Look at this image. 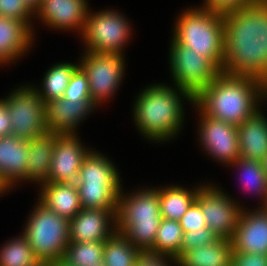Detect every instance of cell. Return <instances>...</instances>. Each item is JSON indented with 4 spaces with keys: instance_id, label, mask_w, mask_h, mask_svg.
Listing matches in <instances>:
<instances>
[{
    "instance_id": "obj_1",
    "label": "cell",
    "mask_w": 267,
    "mask_h": 266,
    "mask_svg": "<svg viewBox=\"0 0 267 266\" xmlns=\"http://www.w3.org/2000/svg\"><path fill=\"white\" fill-rule=\"evenodd\" d=\"M222 73L267 85V2L256 1L223 14Z\"/></svg>"
},
{
    "instance_id": "obj_2",
    "label": "cell",
    "mask_w": 267,
    "mask_h": 266,
    "mask_svg": "<svg viewBox=\"0 0 267 266\" xmlns=\"http://www.w3.org/2000/svg\"><path fill=\"white\" fill-rule=\"evenodd\" d=\"M265 99L267 85L262 81L221 73L194 97L192 105L205 115L239 126L260 109L258 105Z\"/></svg>"
},
{
    "instance_id": "obj_3",
    "label": "cell",
    "mask_w": 267,
    "mask_h": 266,
    "mask_svg": "<svg viewBox=\"0 0 267 266\" xmlns=\"http://www.w3.org/2000/svg\"><path fill=\"white\" fill-rule=\"evenodd\" d=\"M166 85L147 86L139 93L133 107L137 129L142 136L155 143L178 136L184 122L182 99L194 103V97L188 91Z\"/></svg>"
},
{
    "instance_id": "obj_4",
    "label": "cell",
    "mask_w": 267,
    "mask_h": 266,
    "mask_svg": "<svg viewBox=\"0 0 267 266\" xmlns=\"http://www.w3.org/2000/svg\"><path fill=\"white\" fill-rule=\"evenodd\" d=\"M122 191L118 197L116 231L141 251L150 250L162 219L159 188H143L127 195Z\"/></svg>"
},
{
    "instance_id": "obj_5",
    "label": "cell",
    "mask_w": 267,
    "mask_h": 266,
    "mask_svg": "<svg viewBox=\"0 0 267 266\" xmlns=\"http://www.w3.org/2000/svg\"><path fill=\"white\" fill-rule=\"evenodd\" d=\"M176 42L211 60L220 70L224 61V18L201 7L188 8L178 16Z\"/></svg>"
},
{
    "instance_id": "obj_6",
    "label": "cell",
    "mask_w": 267,
    "mask_h": 266,
    "mask_svg": "<svg viewBox=\"0 0 267 266\" xmlns=\"http://www.w3.org/2000/svg\"><path fill=\"white\" fill-rule=\"evenodd\" d=\"M118 169L103 154L90 150L76 182L82 208L115 210L122 189Z\"/></svg>"
},
{
    "instance_id": "obj_7",
    "label": "cell",
    "mask_w": 267,
    "mask_h": 266,
    "mask_svg": "<svg viewBox=\"0 0 267 266\" xmlns=\"http://www.w3.org/2000/svg\"><path fill=\"white\" fill-rule=\"evenodd\" d=\"M23 234L35 257L43 263L61 261L69 241V220L37 201Z\"/></svg>"
},
{
    "instance_id": "obj_8",
    "label": "cell",
    "mask_w": 267,
    "mask_h": 266,
    "mask_svg": "<svg viewBox=\"0 0 267 266\" xmlns=\"http://www.w3.org/2000/svg\"><path fill=\"white\" fill-rule=\"evenodd\" d=\"M169 50L173 86L188 91L193 97L222 73L211 60L179 44L173 38Z\"/></svg>"
},
{
    "instance_id": "obj_9",
    "label": "cell",
    "mask_w": 267,
    "mask_h": 266,
    "mask_svg": "<svg viewBox=\"0 0 267 266\" xmlns=\"http://www.w3.org/2000/svg\"><path fill=\"white\" fill-rule=\"evenodd\" d=\"M128 19L118 11L103 10L91 13L89 10L81 38L86 51L119 53L131 37Z\"/></svg>"
},
{
    "instance_id": "obj_10",
    "label": "cell",
    "mask_w": 267,
    "mask_h": 266,
    "mask_svg": "<svg viewBox=\"0 0 267 266\" xmlns=\"http://www.w3.org/2000/svg\"><path fill=\"white\" fill-rule=\"evenodd\" d=\"M11 118L12 135L30 140L47 133L45 102L35 86H22L2 99Z\"/></svg>"
},
{
    "instance_id": "obj_11",
    "label": "cell",
    "mask_w": 267,
    "mask_h": 266,
    "mask_svg": "<svg viewBox=\"0 0 267 266\" xmlns=\"http://www.w3.org/2000/svg\"><path fill=\"white\" fill-rule=\"evenodd\" d=\"M83 54L79 67L87 75L91 102L97 108L118 89L125 71L124 55L93 51Z\"/></svg>"
},
{
    "instance_id": "obj_12",
    "label": "cell",
    "mask_w": 267,
    "mask_h": 266,
    "mask_svg": "<svg viewBox=\"0 0 267 266\" xmlns=\"http://www.w3.org/2000/svg\"><path fill=\"white\" fill-rule=\"evenodd\" d=\"M230 197L220 187L205 184L198 190L195 201L201 207L206 226L218 238L231 240L244 207Z\"/></svg>"
},
{
    "instance_id": "obj_13",
    "label": "cell",
    "mask_w": 267,
    "mask_h": 266,
    "mask_svg": "<svg viewBox=\"0 0 267 266\" xmlns=\"http://www.w3.org/2000/svg\"><path fill=\"white\" fill-rule=\"evenodd\" d=\"M199 110L198 136L204 151L217 161L233 164L240 158L237 126L205 115Z\"/></svg>"
},
{
    "instance_id": "obj_14",
    "label": "cell",
    "mask_w": 267,
    "mask_h": 266,
    "mask_svg": "<svg viewBox=\"0 0 267 266\" xmlns=\"http://www.w3.org/2000/svg\"><path fill=\"white\" fill-rule=\"evenodd\" d=\"M90 151L81 143L77 134H56L50 176L45 183H76L85 156Z\"/></svg>"
},
{
    "instance_id": "obj_15",
    "label": "cell",
    "mask_w": 267,
    "mask_h": 266,
    "mask_svg": "<svg viewBox=\"0 0 267 266\" xmlns=\"http://www.w3.org/2000/svg\"><path fill=\"white\" fill-rule=\"evenodd\" d=\"M231 242L232 252L267 254V207L243 208Z\"/></svg>"
},
{
    "instance_id": "obj_16",
    "label": "cell",
    "mask_w": 267,
    "mask_h": 266,
    "mask_svg": "<svg viewBox=\"0 0 267 266\" xmlns=\"http://www.w3.org/2000/svg\"><path fill=\"white\" fill-rule=\"evenodd\" d=\"M115 231V210L82 208L73 219L69 220L70 242L105 241Z\"/></svg>"
},
{
    "instance_id": "obj_17",
    "label": "cell",
    "mask_w": 267,
    "mask_h": 266,
    "mask_svg": "<svg viewBox=\"0 0 267 266\" xmlns=\"http://www.w3.org/2000/svg\"><path fill=\"white\" fill-rule=\"evenodd\" d=\"M87 0H43L35 11L48 27L58 30H77L82 35L88 16Z\"/></svg>"
},
{
    "instance_id": "obj_18",
    "label": "cell",
    "mask_w": 267,
    "mask_h": 266,
    "mask_svg": "<svg viewBox=\"0 0 267 266\" xmlns=\"http://www.w3.org/2000/svg\"><path fill=\"white\" fill-rule=\"evenodd\" d=\"M95 105L91 101H69L63 97L45 103L46 127L48 132L56 134H76L78 124L82 122Z\"/></svg>"
},
{
    "instance_id": "obj_19",
    "label": "cell",
    "mask_w": 267,
    "mask_h": 266,
    "mask_svg": "<svg viewBox=\"0 0 267 266\" xmlns=\"http://www.w3.org/2000/svg\"><path fill=\"white\" fill-rule=\"evenodd\" d=\"M28 151V140L15 135L0 137V185L8 192L26 180Z\"/></svg>"
},
{
    "instance_id": "obj_20",
    "label": "cell",
    "mask_w": 267,
    "mask_h": 266,
    "mask_svg": "<svg viewBox=\"0 0 267 266\" xmlns=\"http://www.w3.org/2000/svg\"><path fill=\"white\" fill-rule=\"evenodd\" d=\"M31 21L0 17V65L13 63L33 44Z\"/></svg>"
},
{
    "instance_id": "obj_21",
    "label": "cell",
    "mask_w": 267,
    "mask_h": 266,
    "mask_svg": "<svg viewBox=\"0 0 267 266\" xmlns=\"http://www.w3.org/2000/svg\"><path fill=\"white\" fill-rule=\"evenodd\" d=\"M260 109L237 126L240 158L262 162L267 155V118Z\"/></svg>"
},
{
    "instance_id": "obj_22",
    "label": "cell",
    "mask_w": 267,
    "mask_h": 266,
    "mask_svg": "<svg viewBox=\"0 0 267 266\" xmlns=\"http://www.w3.org/2000/svg\"><path fill=\"white\" fill-rule=\"evenodd\" d=\"M39 202L58 215L70 220L82 209L76 183L51 182L41 185Z\"/></svg>"
},
{
    "instance_id": "obj_23",
    "label": "cell",
    "mask_w": 267,
    "mask_h": 266,
    "mask_svg": "<svg viewBox=\"0 0 267 266\" xmlns=\"http://www.w3.org/2000/svg\"><path fill=\"white\" fill-rule=\"evenodd\" d=\"M55 142L56 133L53 132L28 140L27 181L40 185L48 180Z\"/></svg>"
},
{
    "instance_id": "obj_24",
    "label": "cell",
    "mask_w": 267,
    "mask_h": 266,
    "mask_svg": "<svg viewBox=\"0 0 267 266\" xmlns=\"http://www.w3.org/2000/svg\"><path fill=\"white\" fill-rule=\"evenodd\" d=\"M232 242L218 238L215 242L184 252L177 266H231Z\"/></svg>"
},
{
    "instance_id": "obj_25",
    "label": "cell",
    "mask_w": 267,
    "mask_h": 266,
    "mask_svg": "<svg viewBox=\"0 0 267 266\" xmlns=\"http://www.w3.org/2000/svg\"><path fill=\"white\" fill-rule=\"evenodd\" d=\"M200 187L187 189L178 185L159 188L161 216L164 219L179 221L195 201Z\"/></svg>"
},
{
    "instance_id": "obj_26",
    "label": "cell",
    "mask_w": 267,
    "mask_h": 266,
    "mask_svg": "<svg viewBox=\"0 0 267 266\" xmlns=\"http://www.w3.org/2000/svg\"><path fill=\"white\" fill-rule=\"evenodd\" d=\"M78 67L79 62L77 64L62 62L49 68L45 72L41 89L36 88L40 98L46 103L52 99L63 97L70 78Z\"/></svg>"
},
{
    "instance_id": "obj_27",
    "label": "cell",
    "mask_w": 267,
    "mask_h": 266,
    "mask_svg": "<svg viewBox=\"0 0 267 266\" xmlns=\"http://www.w3.org/2000/svg\"><path fill=\"white\" fill-rule=\"evenodd\" d=\"M141 250L136 248L128 238L115 231L104 241V266H134Z\"/></svg>"
},
{
    "instance_id": "obj_28",
    "label": "cell",
    "mask_w": 267,
    "mask_h": 266,
    "mask_svg": "<svg viewBox=\"0 0 267 266\" xmlns=\"http://www.w3.org/2000/svg\"><path fill=\"white\" fill-rule=\"evenodd\" d=\"M229 166L238 167L242 178L243 188L258 194L263 200L261 206L267 205V173L265 172L262 162L256 160H248L238 158L233 164ZM244 181V182H243Z\"/></svg>"
},
{
    "instance_id": "obj_29",
    "label": "cell",
    "mask_w": 267,
    "mask_h": 266,
    "mask_svg": "<svg viewBox=\"0 0 267 266\" xmlns=\"http://www.w3.org/2000/svg\"><path fill=\"white\" fill-rule=\"evenodd\" d=\"M183 234L179 221L162 218L154 245L149 251L165 254L177 260L180 257Z\"/></svg>"
},
{
    "instance_id": "obj_30",
    "label": "cell",
    "mask_w": 267,
    "mask_h": 266,
    "mask_svg": "<svg viewBox=\"0 0 267 266\" xmlns=\"http://www.w3.org/2000/svg\"><path fill=\"white\" fill-rule=\"evenodd\" d=\"M104 241L69 242L62 258L68 266H93L103 262Z\"/></svg>"
},
{
    "instance_id": "obj_31",
    "label": "cell",
    "mask_w": 267,
    "mask_h": 266,
    "mask_svg": "<svg viewBox=\"0 0 267 266\" xmlns=\"http://www.w3.org/2000/svg\"><path fill=\"white\" fill-rule=\"evenodd\" d=\"M18 237L0 248V266H37L40 261L35 257L28 239L23 234Z\"/></svg>"
},
{
    "instance_id": "obj_32",
    "label": "cell",
    "mask_w": 267,
    "mask_h": 266,
    "mask_svg": "<svg viewBox=\"0 0 267 266\" xmlns=\"http://www.w3.org/2000/svg\"><path fill=\"white\" fill-rule=\"evenodd\" d=\"M63 98L69 101H91L87 75L78 67L72 74Z\"/></svg>"
},
{
    "instance_id": "obj_33",
    "label": "cell",
    "mask_w": 267,
    "mask_h": 266,
    "mask_svg": "<svg viewBox=\"0 0 267 266\" xmlns=\"http://www.w3.org/2000/svg\"><path fill=\"white\" fill-rule=\"evenodd\" d=\"M217 239L218 236L215 235L208 227L184 232L181 243L180 256L186 251H190L205 244H210L212 242H215Z\"/></svg>"
},
{
    "instance_id": "obj_34",
    "label": "cell",
    "mask_w": 267,
    "mask_h": 266,
    "mask_svg": "<svg viewBox=\"0 0 267 266\" xmlns=\"http://www.w3.org/2000/svg\"><path fill=\"white\" fill-rule=\"evenodd\" d=\"M34 12L24 0H0V17H6L22 21H31Z\"/></svg>"
},
{
    "instance_id": "obj_35",
    "label": "cell",
    "mask_w": 267,
    "mask_h": 266,
    "mask_svg": "<svg viewBox=\"0 0 267 266\" xmlns=\"http://www.w3.org/2000/svg\"><path fill=\"white\" fill-rule=\"evenodd\" d=\"M183 232L202 229L206 226L200 205L194 201L179 220Z\"/></svg>"
},
{
    "instance_id": "obj_36",
    "label": "cell",
    "mask_w": 267,
    "mask_h": 266,
    "mask_svg": "<svg viewBox=\"0 0 267 266\" xmlns=\"http://www.w3.org/2000/svg\"><path fill=\"white\" fill-rule=\"evenodd\" d=\"M256 1L257 0H205L201 8L223 15Z\"/></svg>"
},
{
    "instance_id": "obj_37",
    "label": "cell",
    "mask_w": 267,
    "mask_h": 266,
    "mask_svg": "<svg viewBox=\"0 0 267 266\" xmlns=\"http://www.w3.org/2000/svg\"><path fill=\"white\" fill-rule=\"evenodd\" d=\"M169 260L177 264V260L171 256L144 250L137 255L134 266H171Z\"/></svg>"
},
{
    "instance_id": "obj_38",
    "label": "cell",
    "mask_w": 267,
    "mask_h": 266,
    "mask_svg": "<svg viewBox=\"0 0 267 266\" xmlns=\"http://www.w3.org/2000/svg\"><path fill=\"white\" fill-rule=\"evenodd\" d=\"M231 266H267V254L232 252Z\"/></svg>"
},
{
    "instance_id": "obj_39",
    "label": "cell",
    "mask_w": 267,
    "mask_h": 266,
    "mask_svg": "<svg viewBox=\"0 0 267 266\" xmlns=\"http://www.w3.org/2000/svg\"><path fill=\"white\" fill-rule=\"evenodd\" d=\"M11 118L4 105L2 99H0V137L12 135Z\"/></svg>"
},
{
    "instance_id": "obj_40",
    "label": "cell",
    "mask_w": 267,
    "mask_h": 266,
    "mask_svg": "<svg viewBox=\"0 0 267 266\" xmlns=\"http://www.w3.org/2000/svg\"><path fill=\"white\" fill-rule=\"evenodd\" d=\"M42 1L43 0H24V2L34 13L41 6Z\"/></svg>"
},
{
    "instance_id": "obj_41",
    "label": "cell",
    "mask_w": 267,
    "mask_h": 266,
    "mask_svg": "<svg viewBox=\"0 0 267 266\" xmlns=\"http://www.w3.org/2000/svg\"><path fill=\"white\" fill-rule=\"evenodd\" d=\"M49 266H68L62 261H56L49 264Z\"/></svg>"
},
{
    "instance_id": "obj_42",
    "label": "cell",
    "mask_w": 267,
    "mask_h": 266,
    "mask_svg": "<svg viewBox=\"0 0 267 266\" xmlns=\"http://www.w3.org/2000/svg\"><path fill=\"white\" fill-rule=\"evenodd\" d=\"M262 165H263L265 172L267 173V155L264 157L262 161Z\"/></svg>"
},
{
    "instance_id": "obj_43",
    "label": "cell",
    "mask_w": 267,
    "mask_h": 266,
    "mask_svg": "<svg viewBox=\"0 0 267 266\" xmlns=\"http://www.w3.org/2000/svg\"><path fill=\"white\" fill-rule=\"evenodd\" d=\"M8 192L6 191L1 185H0V195H3V193Z\"/></svg>"
},
{
    "instance_id": "obj_44",
    "label": "cell",
    "mask_w": 267,
    "mask_h": 266,
    "mask_svg": "<svg viewBox=\"0 0 267 266\" xmlns=\"http://www.w3.org/2000/svg\"><path fill=\"white\" fill-rule=\"evenodd\" d=\"M37 266H49V264L48 263L40 262Z\"/></svg>"
},
{
    "instance_id": "obj_45",
    "label": "cell",
    "mask_w": 267,
    "mask_h": 266,
    "mask_svg": "<svg viewBox=\"0 0 267 266\" xmlns=\"http://www.w3.org/2000/svg\"><path fill=\"white\" fill-rule=\"evenodd\" d=\"M93 266H104V264H103V262H102V263H97V264H95V265H93Z\"/></svg>"
},
{
    "instance_id": "obj_46",
    "label": "cell",
    "mask_w": 267,
    "mask_h": 266,
    "mask_svg": "<svg viewBox=\"0 0 267 266\" xmlns=\"http://www.w3.org/2000/svg\"><path fill=\"white\" fill-rule=\"evenodd\" d=\"M257 1H261V2H267V0H257Z\"/></svg>"
}]
</instances>
